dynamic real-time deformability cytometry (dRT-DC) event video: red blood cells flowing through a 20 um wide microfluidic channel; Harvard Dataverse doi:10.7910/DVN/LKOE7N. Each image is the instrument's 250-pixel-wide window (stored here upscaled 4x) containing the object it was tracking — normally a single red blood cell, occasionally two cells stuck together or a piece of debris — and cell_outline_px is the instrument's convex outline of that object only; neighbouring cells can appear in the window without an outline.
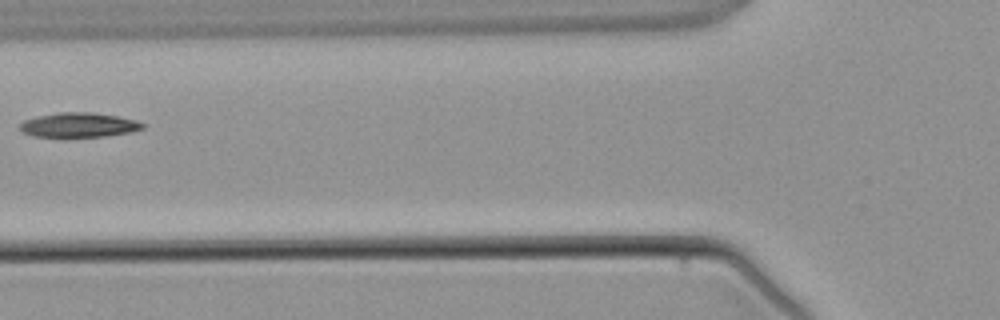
{"species": "common noctule bat (a hibernating species)", "species_latin": "Nyctalus noctula", "temperature_condition": "warm", "stored_images_in_passage": 5, "camera_frame_rate_fps": 3000, "um_per_image_px": 0.085, "animal": {"sex": "male", "body_mass_g": 21.5, "forearm_length_mm": 52.0}, "frame": {"image": 1, "passage_image": 5, "time_ms": 5.0, "image_size_px": [1000, 320], "cell_outline_px": [[144, 128], [132, 132], [104, 136], [32, 136], [24, 132], [20, 128], [20, 124], [24, 120], [36, 116], [60, 112], [92, 112], [116, 116], [136, 120], [144, 124]], "centroid_in_image_um": [6.71, 10.61], "position_along_channel_um": 119.1, "area_um2": 17.34}}